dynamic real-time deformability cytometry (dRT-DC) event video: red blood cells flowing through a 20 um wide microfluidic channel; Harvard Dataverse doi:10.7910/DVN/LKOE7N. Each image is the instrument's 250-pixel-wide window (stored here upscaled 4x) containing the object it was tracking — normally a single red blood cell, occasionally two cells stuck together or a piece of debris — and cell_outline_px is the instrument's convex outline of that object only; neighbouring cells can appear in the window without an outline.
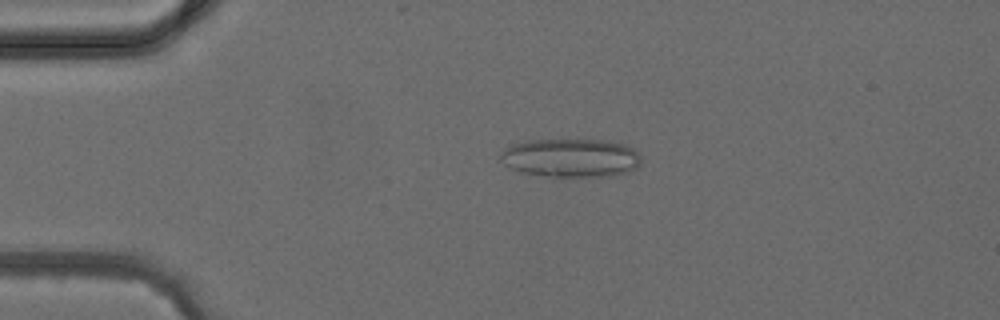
{"species": "common noctule bat (a hibernating species)", "species_latin": "Nyctalus noctula", "temperature_condition": "cold", "stored_images_in_passage": 4, "camera_frame_rate_fps": 3000, "um_per_image_px": 0.085, "animal": {"sex": "female", "body_mass_g": 24.6, "forearm_length_mm": 56.2}, "frame": {"image": 1, "passage_image": 3, "time_ms": 2.333, "image_size_px": [1000, 320], "cell_outline_px": [[640, 164], [636, 168], [628, 172], [612, 176], [552, 180], [520, 172], [504, 164], [500, 160], [500, 152], [504, 148], [512, 144], [524, 140], [616, 140], [636, 148], [640, 156]], "centroid_in_image_um": [48.52, 13.46], "position_along_channel_um": 36.5, "area_um2": 33.35}}